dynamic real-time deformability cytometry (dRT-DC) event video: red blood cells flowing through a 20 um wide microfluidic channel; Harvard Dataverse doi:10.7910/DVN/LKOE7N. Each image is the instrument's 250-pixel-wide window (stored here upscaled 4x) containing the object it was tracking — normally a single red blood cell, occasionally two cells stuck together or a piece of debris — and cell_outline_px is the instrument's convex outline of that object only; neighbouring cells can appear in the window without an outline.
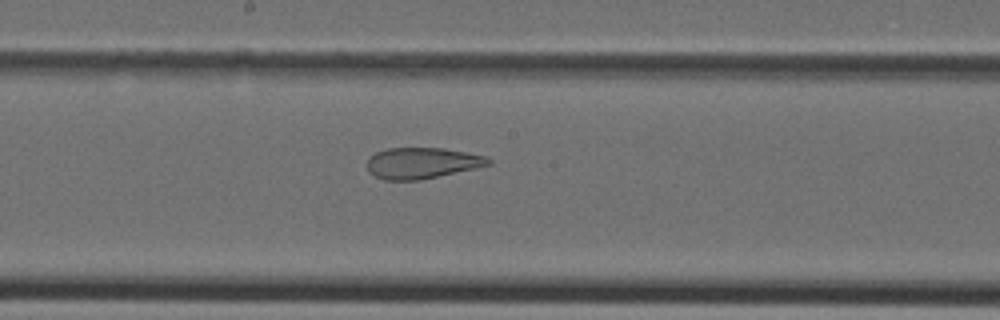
{"species": "Egyptian fruit bat (a non-hibernating species)", "species_latin": "Rousettus aegyptiacus", "temperature_condition": "cold", "stored_images_in_passage": 32, "camera_frame_rate_fps": 3000, "um_per_image_px": 0.085, "animal": {"sex": "female"}, "frame": {"image": 1, "passage_image": 17, "time_ms": 5.333, "image_size_px": [1000, 320], "cell_outline_px": [[492, 164], [476, 168], [420, 180], [384, 180], [372, 176], [368, 172], [368, 156], [376, 152], [388, 148], [444, 148], [488, 156], [492, 160]], "centroid_in_image_um": [35.87, 13.86], "position_along_channel_um": 212.3, "area_um2": 22.2}}
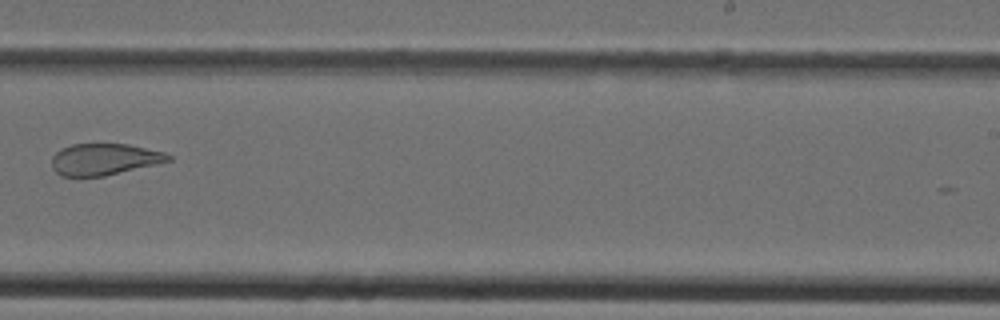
{"frame": {"image": 2, "passage_image": 21, "time_ms": 6.667, "image_size_px": [1000, 320], "cell_outline_px": [[172, 160], [156, 164], [104, 176], [60, 176], [52, 168], [52, 156], [60, 148], [72, 144], [128, 144], [164, 152], [172, 156]], "centroid_in_image_um": [8.84, 13.53], "position_along_channel_um": 280.2, "area_um2": 21.39}}
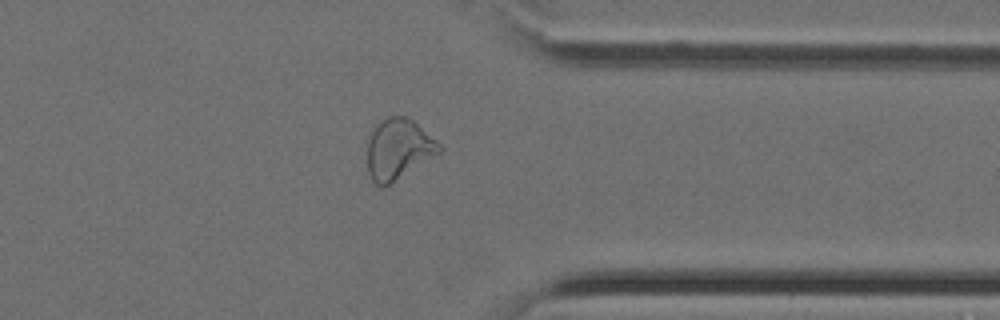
{"frame": {"image": 3, "passage_image": 27, "time_ms": 8.667, "image_size_px": [1000, 320], "cell_outline_px": [[444, 148], [440, 152], [388, 184], [380, 188], [372, 180], [368, 172], [368, 140], [372, 132], [388, 116], [408, 116], [436, 140]], "centroid_in_image_um": [33.86, 12.67], "position_along_channel_um": 377.5, "area_um2": 24.68}}